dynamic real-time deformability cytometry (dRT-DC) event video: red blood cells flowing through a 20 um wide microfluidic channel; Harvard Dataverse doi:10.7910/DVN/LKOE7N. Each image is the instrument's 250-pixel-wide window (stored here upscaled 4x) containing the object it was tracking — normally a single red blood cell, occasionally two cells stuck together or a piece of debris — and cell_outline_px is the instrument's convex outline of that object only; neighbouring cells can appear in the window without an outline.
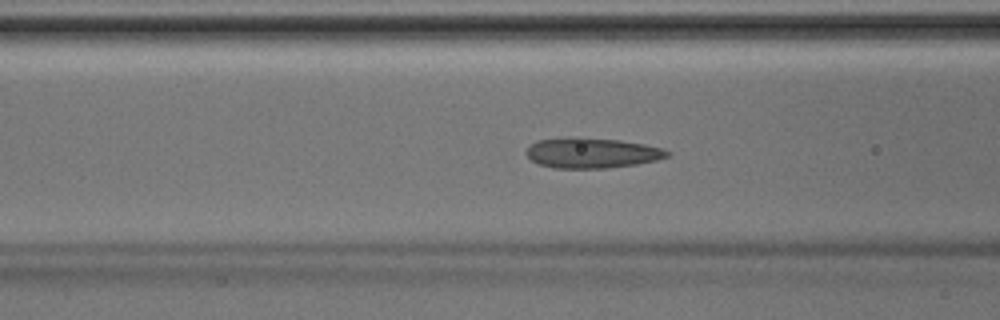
{"species": "Egyptian fruit bat (a non-hibernating species)", "species_latin": "Rousettus aegyptiacus", "temperature_condition": "room temperature", "stored_images_in_passage": 42, "camera_frame_rate_fps": 3000, "um_per_image_px": 0.085, "animal": {"sex": "male"}, "frame": {"image": 1, "passage_image": 16, "time_ms": 5.0, "image_size_px": [1000, 320], "cell_outline_px": [[672, 152], [668, 156], [656, 160], [636, 164], [604, 168], [556, 168], [540, 164], [532, 160], [524, 152], [536, 140], [576, 136], [580, 136], [620, 140], [644, 144], [664, 148]], "centroid_in_image_um": [50.32, 12.98], "position_along_channel_um": 116.3, "area_um2": 25.03}}
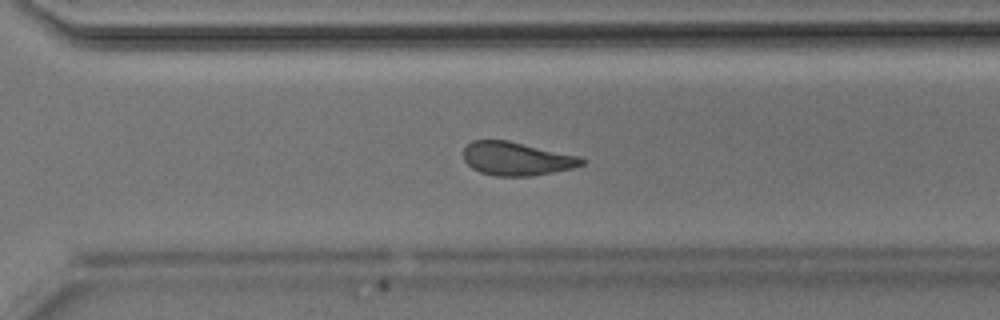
{"frame": {"image": 2, "passage_image": 30, "time_ms": 9.667, "image_size_px": [1000, 320], "cell_outline_px": [[588, 160], [584, 164], [572, 168], [532, 176], [496, 176], [480, 172], [472, 168], [464, 160], [464, 148], [472, 140], [508, 140], [580, 156]], "centroid_in_image_um": [43.93, 13.49], "position_along_channel_um": 326.7, "area_um2": 23.12}}
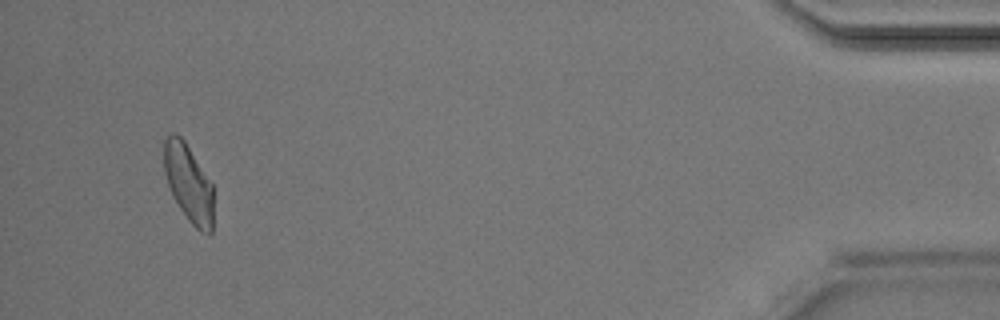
{"frame": {"image": 3, "passage_image": 41, "time_ms": 13.333, "image_size_px": [1000, 320], "cell_outline_px": [[212, 232], [200, 232], [188, 220], [172, 196], [164, 172], [164, 140], [172, 132], [180, 136], [184, 140], [212, 184]], "centroid_in_image_um": [16.0, 15.56], "position_along_channel_um": 419.2, "area_um2": 22.02}}